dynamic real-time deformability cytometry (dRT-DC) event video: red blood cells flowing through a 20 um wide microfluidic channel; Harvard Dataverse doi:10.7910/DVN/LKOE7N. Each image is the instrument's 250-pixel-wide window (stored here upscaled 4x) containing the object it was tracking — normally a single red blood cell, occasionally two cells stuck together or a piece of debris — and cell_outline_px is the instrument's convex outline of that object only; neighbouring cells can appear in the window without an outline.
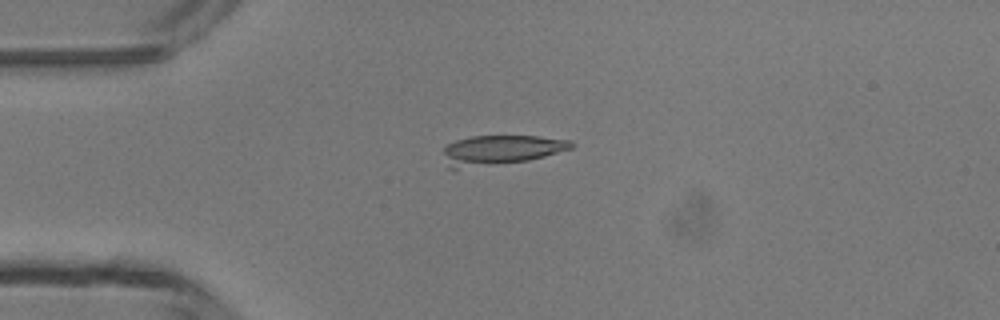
{"species": "common noctule bat (a hibernating species)", "species_latin": "Nyctalus noctula", "temperature_condition": "room temperature", "stored_images_in_passage": 3, "camera_frame_rate_fps": 3000, "um_per_image_px": 0.085, "animal": {"sex": "male", "body_mass_g": 13.3}, "frame": {"image": 1, "passage_image": 1, "time_ms": 0.0, "image_size_px": [1000, 320], "cell_outline_px": [[572, 148], [544, 156], [528, 160], [456, 168], [448, 168], [444, 152], [444, 148], [448, 144], [456, 140], [472, 136], [536, 136], [572, 140]], "centroid_in_image_um": [42.57, 12.72], "position_along_channel_um": 42.4, "area_um2": 21.5}}
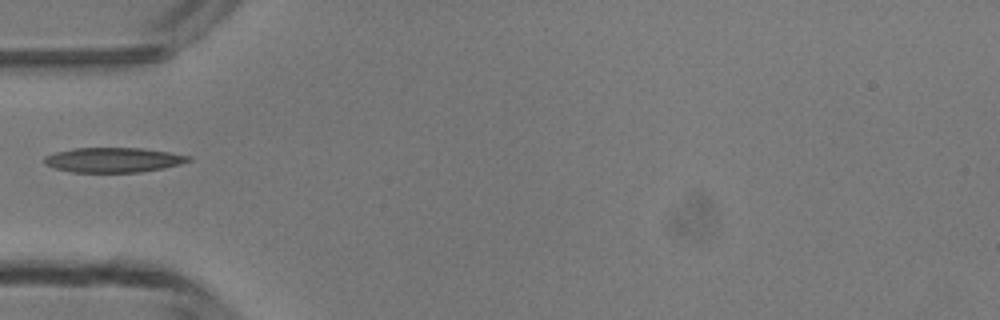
{"frame": {"image": 2, "passage_image": 2, "time_ms": 1.333, "image_size_px": [1000, 320], "cell_outline_px": [[192, 160], [180, 164], [164, 168], [140, 172], [72, 172], [56, 168], [44, 164], [44, 156], [56, 152], [72, 148], [140, 148], [168, 152], [192, 156]], "centroid_in_image_um": [9.64, 13.59], "position_along_channel_um": 75.4, "area_um2": 20.81}}
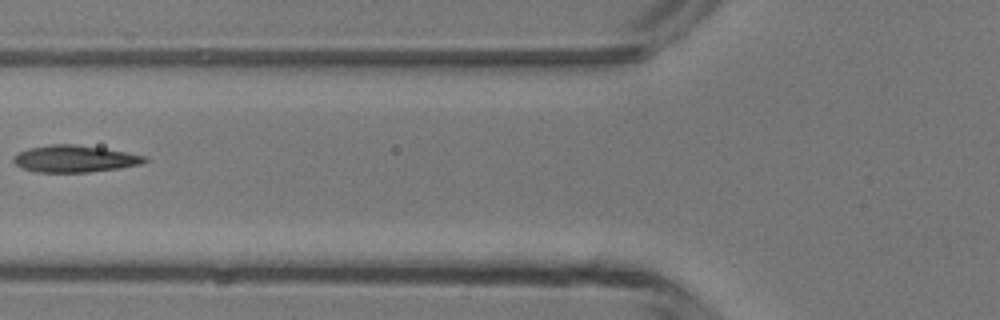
{"frame": {"image": 3, "passage_image": 3, "time_ms": 2.333, "image_size_px": [1000, 320], "cell_outline_px": [[148, 160], [140, 164], [120, 168], [88, 172], [36, 172], [24, 168], [16, 164], [12, 160], [12, 156], [28, 148], [52, 144], [72, 144], [104, 148], [128, 152], [148, 156]], "centroid_in_image_um": [6.37, 13.49], "position_along_channel_um": 119.4, "area_um2": 20.58}}